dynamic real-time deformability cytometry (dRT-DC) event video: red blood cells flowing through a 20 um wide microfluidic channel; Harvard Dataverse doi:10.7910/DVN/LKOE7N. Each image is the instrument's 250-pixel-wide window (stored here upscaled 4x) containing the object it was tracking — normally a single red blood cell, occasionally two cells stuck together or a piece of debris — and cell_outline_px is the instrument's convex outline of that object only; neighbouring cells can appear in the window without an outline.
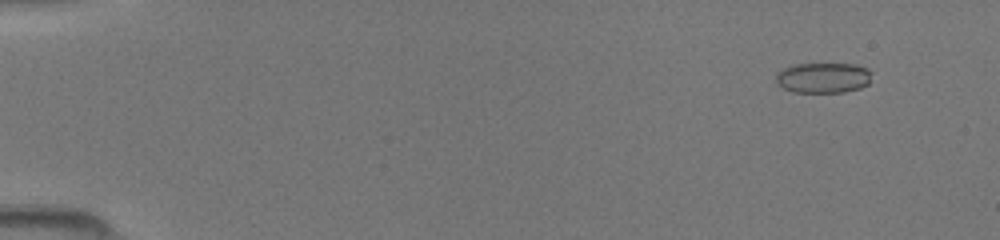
{"species": "common noctule bat (a hibernating species)", "species_latin": "Nyctalus noctula", "temperature_condition": "room temperature", "stored_images_in_passage": 50, "camera_frame_rate_fps": 3000, "um_per_image_px": 0.085, "animal": {"sex": "female", "body_mass_g": 19.5, "forearm_length_mm": 54.1}, "frame": {"image": 1, "passage_image": 5, "time_ms": 1.333, "image_size_px": [1000, 240], "cell_outline_px": [[872, 72], [868, 84], [860, 88], [844, 92], [792, 92], [776, 84], [776, 72], [792, 64], [856, 64], [868, 68]], "centroid_in_image_um": [69.96, 6.6], "position_along_channel_um": 15.0, "area_um2": 17.17}}
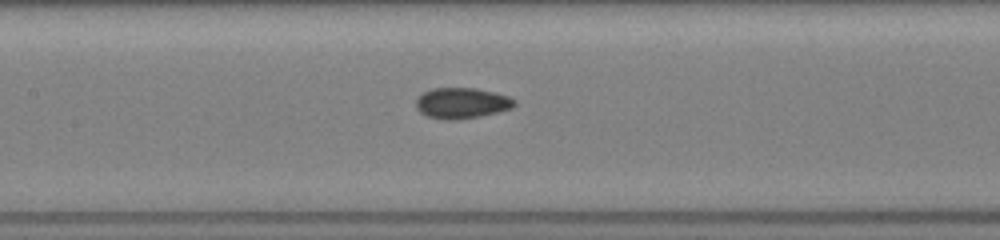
{"frame": {"image": 2, "passage_image": 25, "time_ms": 8.0, "image_size_px": [1000, 240], "cell_outline_px": [[516, 104], [512, 108], [480, 116], [456, 120], [448, 120], [428, 116], [420, 112], [416, 108], [416, 100], [424, 92], [432, 88], [472, 88], [492, 92], [508, 96], [516, 100]], "centroid_in_image_um": [39.25, 8.76], "position_along_channel_um": 168.2, "area_um2": 17.46}}
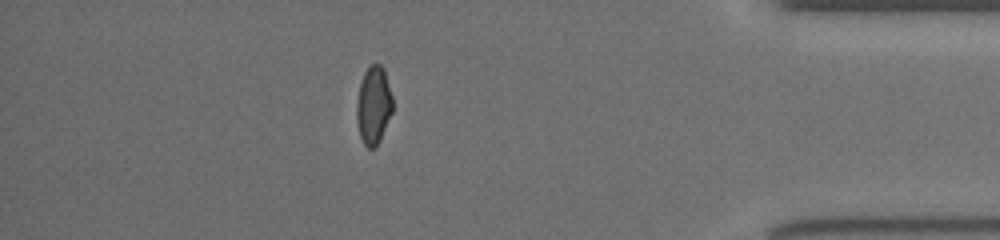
{"frame": {"image": 3, "passage_image": 44, "time_ms": 14.333, "image_size_px": [1000, 240], "cell_outline_px": [[392, 112], [380, 140], [376, 148], [368, 148], [364, 144], [360, 136], [356, 120], [356, 104], [360, 84], [364, 72], [372, 64], [380, 64], [384, 68], [392, 96]], "centroid_in_image_um": [31.75, 8.96], "position_along_channel_um": 403.5, "area_um2": 16.36}}